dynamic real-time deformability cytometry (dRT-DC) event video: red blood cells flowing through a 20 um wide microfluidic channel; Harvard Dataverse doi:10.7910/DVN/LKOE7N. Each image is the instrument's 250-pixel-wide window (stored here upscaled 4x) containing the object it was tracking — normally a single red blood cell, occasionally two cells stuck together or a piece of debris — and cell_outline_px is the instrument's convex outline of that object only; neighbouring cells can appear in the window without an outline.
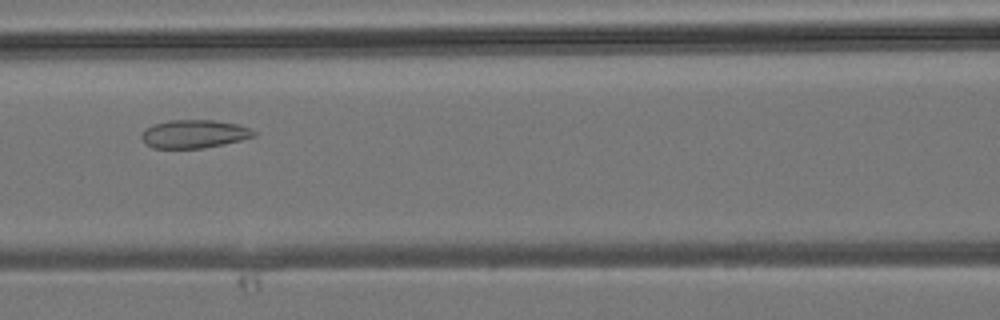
{"species": "common noctule bat (a hibernating species)", "species_latin": "Nyctalus noctula", "temperature_condition": "room temperature", "stored_images_in_passage": 27, "camera_frame_rate_fps": 3000, "um_per_image_px": 0.085, "animal": {"sex": "male", "body_mass_g": 19.2, "forearm_length_mm": 51.8}, "frame": {"image": 1, "passage_image": 7, "time_ms": 2.0, "image_size_px": [1000, 320], "cell_outline_px": [[256, 136], [224, 144], [204, 148], [152, 148], [144, 144], [140, 136], [144, 128], [168, 120], [212, 120], [236, 124], [248, 128], [256, 132]], "centroid_in_image_um": [16.45, 11.39], "position_along_channel_um": 150.2, "area_um2": 18.5}}
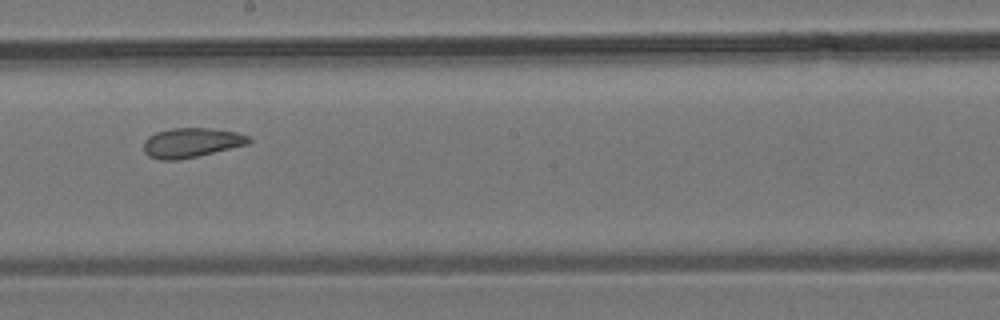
{"frame": {"image": 2, "passage_image": 12, "time_ms": 3.667, "image_size_px": [1000, 320], "cell_outline_px": [[252, 140], [248, 144], [196, 156], [176, 160], [160, 160], [148, 156], [144, 152], [144, 140], [148, 136], [156, 132], [172, 128], [208, 128], [236, 132], [248, 136]], "centroid_in_image_um": [16.23, 12.12], "position_along_channel_um": 232.0, "area_um2": 17.98}}
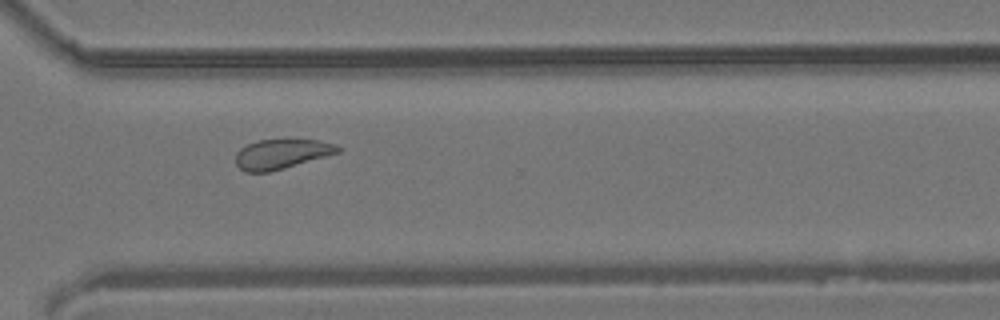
{"frame": {"image": 3, "passage_image": 19, "time_ms": 6.0, "image_size_px": [1000, 320], "cell_outline_px": [[340, 152], [284, 168], [268, 172], [244, 172], [236, 164], [236, 152], [240, 148], [256, 140], [320, 140], [336, 144], [340, 148]], "centroid_in_image_um": [23.91, 13.09], "position_along_channel_um": 346.7, "area_um2": 17.57}}